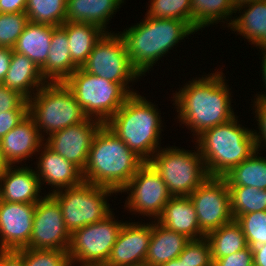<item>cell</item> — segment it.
Wrapping results in <instances>:
<instances>
[{"mask_svg": "<svg viewBox=\"0 0 266 266\" xmlns=\"http://www.w3.org/2000/svg\"><path fill=\"white\" fill-rule=\"evenodd\" d=\"M102 124L97 119L87 117L83 122L46 136L44 143L83 172L89 158L92 140Z\"/></svg>", "mask_w": 266, "mask_h": 266, "instance_id": "15", "label": "cell"}, {"mask_svg": "<svg viewBox=\"0 0 266 266\" xmlns=\"http://www.w3.org/2000/svg\"><path fill=\"white\" fill-rule=\"evenodd\" d=\"M195 147L196 151L161 147L148 161L172 196H189L209 177L203 158Z\"/></svg>", "mask_w": 266, "mask_h": 266, "instance_id": "7", "label": "cell"}, {"mask_svg": "<svg viewBox=\"0 0 266 266\" xmlns=\"http://www.w3.org/2000/svg\"><path fill=\"white\" fill-rule=\"evenodd\" d=\"M237 118L212 127L196 138L210 177H224L257 151L252 129L239 124Z\"/></svg>", "mask_w": 266, "mask_h": 266, "instance_id": "5", "label": "cell"}, {"mask_svg": "<svg viewBox=\"0 0 266 266\" xmlns=\"http://www.w3.org/2000/svg\"><path fill=\"white\" fill-rule=\"evenodd\" d=\"M253 105L254 113H256L255 117L257 118L256 121L258 125L259 132L257 133L256 130L253 131V136L255 139L256 150L260 151L263 146L266 148V99L262 98H255ZM264 143V144H263Z\"/></svg>", "mask_w": 266, "mask_h": 266, "instance_id": "40", "label": "cell"}, {"mask_svg": "<svg viewBox=\"0 0 266 266\" xmlns=\"http://www.w3.org/2000/svg\"><path fill=\"white\" fill-rule=\"evenodd\" d=\"M151 236L152 222L125 221L105 266L144 265Z\"/></svg>", "mask_w": 266, "mask_h": 266, "instance_id": "17", "label": "cell"}, {"mask_svg": "<svg viewBox=\"0 0 266 266\" xmlns=\"http://www.w3.org/2000/svg\"><path fill=\"white\" fill-rule=\"evenodd\" d=\"M28 23L25 12L0 13V47L13 49Z\"/></svg>", "mask_w": 266, "mask_h": 266, "instance_id": "37", "label": "cell"}, {"mask_svg": "<svg viewBox=\"0 0 266 266\" xmlns=\"http://www.w3.org/2000/svg\"><path fill=\"white\" fill-rule=\"evenodd\" d=\"M261 53H260V55H262V62H261L262 70H260V71H262L261 72L262 73V81H263L262 86H264V89L266 91V50H262ZM254 96H256L255 98L266 99V92H264V93L261 92V94H257Z\"/></svg>", "mask_w": 266, "mask_h": 266, "instance_id": "47", "label": "cell"}, {"mask_svg": "<svg viewBox=\"0 0 266 266\" xmlns=\"http://www.w3.org/2000/svg\"><path fill=\"white\" fill-rule=\"evenodd\" d=\"M61 27L67 34L72 61L78 67H82L105 31L97 25L83 22L65 21Z\"/></svg>", "mask_w": 266, "mask_h": 266, "instance_id": "28", "label": "cell"}, {"mask_svg": "<svg viewBox=\"0 0 266 266\" xmlns=\"http://www.w3.org/2000/svg\"><path fill=\"white\" fill-rule=\"evenodd\" d=\"M190 241L185 235L169 230L152 220V236L148 246L146 266H159L176 259Z\"/></svg>", "mask_w": 266, "mask_h": 266, "instance_id": "25", "label": "cell"}, {"mask_svg": "<svg viewBox=\"0 0 266 266\" xmlns=\"http://www.w3.org/2000/svg\"><path fill=\"white\" fill-rule=\"evenodd\" d=\"M88 118L105 124L131 94L121 85L84 71L81 67L65 81Z\"/></svg>", "mask_w": 266, "mask_h": 266, "instance_id": "8", "label": "cell"}, {"mask_svg": "<svg viewBox=\"0 0 266 266\" xmlns=\"http://www.w3.org/2000/svg\"><path fill=\"white\" fill-rule=\"evenodd\" d=\"M27 115L28 110L0 112V139L17 126Z\"/></svg>", "mask_w": 266, "mask_h": 266, "instance_id": "42", "label": "cell"}, {"mask_svg": "<svg viewBox=\"0 0 266 266\" xmlns=\"http://www.w3.org/2000/svg\"><path fill=\"white\" fill-rule=\"evenodd\" d=\"M197 213L200 230L207 235L234 220L230 192L224 177H208L189 196Z\"/></svg>", "mask_w": 266, "mask_h": 266, "instance_id": "13", "label": "cell"}, {"mask_svg": "<svg viewBox=\"0 0 266 266\" xmlns=\"http://www.w3.org/2000/svg\"><path fill=\"white\" fill-rule=\"evenodd\" d=\"M35 207L0 200V251H17L29 245Z\"/></svg>", "mask_w": 266, "mask_h": 266, "instance_id": "16", "label": "cell"}, {"mask_svg": "<svg viewBox=\"0 0 266 266\" xmlns=\"http://www.w3.org/2000/svg\"><path fill=\"white\" fill-rule=\"evenodd\" d=\"M228 188L234 220L247 213L266 211V189L248 186Z\"/></svg>", "mask_w": 266, "mask_h": 266, "instance_id": "32", "label": "cell"}, {"mask_svg": "<svg viewBox=\"0 0 266 266\" xmlns=\"http://www.w3.org/2000/svg\"><path fill=\"white\" fill-rule=\"evenodd\" d=\"M67 0H28L25 13L29 22L61 26L66 21Z\"/></svg>", "mask_w": 266, "mask_h": 266, "instance_id": "33", "label": "cell"}, {"mask_svg": "<svg viewBox=\"0 0 266 266\" xmlns=\"http://www.w3.org/2000/svg\"><path fill=\"white\" fill-rule=\"evenodd\" d=\"M160 114L155 104L135 93L105 125L137 156L148 162L161 148V127L164 126Z\"/></svg>", "mask_w": 266, "mask_h": 266, "instance_id": "4", "label": "cell"}, {"mask_svg": "<svg viewBox=\"0 0 266 266\" xmlns=\"http://www.w3.org/2000/svg\"><path fill=\"white\" fill-rule=\"evenodd\" d=\"M125 0H67L66 21L91 23L105 32L113 14ZM115 12V13H114ZM111 17V18H110Z\"/></svg>", "mask_w": 266, "mask_h": 266, "instance_id": "26", "label": "cell"}, {"mask_svg": "<svg viewBox=\"0 0 266 266\" xmlns=\"http://www.w3.org/2000/svg\"><path fill=\"white\" fill-rule=\"evenodd\" d=\"M144 17L140 23L118 32L125 42L132 67L141 77L177 43L197 32L188 22L179 19Z\"/></svg>", "mask_w": 266, "mask_h": 266, "instance_id": "2", "label": "cell"}, {"mask_svg": "<svg viewBox=\"0 0 266 266\" xmlns=\"http://www.w3.org/2000/svg\"><path fill=\"white\" fill-rule=\"evenodd\" d=\"M31 166H7L0 174L1 200L36 204L41 200L39 178Z\"/></svg>", "mask_w": 266, "mask_h": 266, "instance_id": "20", "label": "cell"}, {"mask_svg": "<svg viewBox=\"0 0 266 266\" xmlns=\"http://www.w3.org/2000/svg\"><path fill=\"white\" fill-rule=\"evenodd\" d=\"M28 0H0V13L25 12Z\"/></svg>", "mask_w": 266, "mask_h": 266, "instance_id": "43", "label": "cell"}, {"mask_svg": "<svg viewBox=\"0 0 266 266\" xmlns=\"http://www.w3.org/2000/svg\"><path fill=\"white\" fill-rule=\"evenodd\" d=\"M28 114L44 140L46 135L50 136L87 118L65 82H47L39 88L28 100Z\"/></svg>", "mask_w": 266, "mask_h": 266, "instance_id": "6", "label": "cell"}, {"mask_svg": "<svg viewBox=\"0 0 266 266\" xmlns=\"http://www.w3.org/2000/svg\"><path fill=\"white\" fill-rule=\"evenodd\" d=\"M234 13L236 15L231 0H191V26L197 32L219 22L229 27Z\"/></svg>", "mask_w": 266, "mask_h": 266, "instance_id": "29", "label": "cell"}, {"mask_svg": "<svg viewBox=\"0 0 266 266\" xmlns=\"http://www.w3.org/2000/svg\"><path fill=\"white\" fill-rule=\"evenodd\" d=\"M146 16L179 19L191 25V0H150Z\"/></svg>", "mask_w": 266, "mask_h": 266, "instance_id": "34", "label": "cell"}, {"mask_svg": "<svg viewBox=\"0 0 266 266\" xmlns=\"http://www.w3.org/2000/svg\"><path fill=\"white\" fill-rule=\"evenodd\" d=\"M206 238L211 246L212 258H223L248 247L242 228L236 220L210 231Z\"/></svg>", "mask_w": 266, "mask_h": 266, "instance_id": "31", "label": "cell"}, {"mask_svg": "<svg viewBox=\"0 0 266 266\" xmlns=\"http://www.w3.org/2000/svg\"><path fill=\"white\" fill-rule=\"evenodd\" d=\"M236 222L241 226L248 246L266 244V211L240 215Z\"/></svg>", "mask_w": 266, "mask_h": 266, "instance_id": "36", "label": "cell"}, {"mask_svg": "<svg viewBox=\"0 0 266 266\" xmlns=\"http://www.w3.org/2000/svg\"><path fill=\"white\" fill-rule=\"evenodd\" d=\"M254 1H257V0H233L232 1V4L235 8H238L242 5H245V4H248V3H252Z\"/></svg>", "mask_w": 266, "mask_h": 266, "instance_id": "49", "label": "cell"}, {"mask_svg": "<svg viewBox=\"0 0 266 266\" xmlns=\"http://www.w3.org/2000/svg\"><path fill=\"white\" fill-rule=\"evenodd\" d=\"M113 211L99 222L86 225L71 234L68 249L72 266L105 265L124 221ZM77 262V263H76Z\"/></svg>", "mask_w": 266, "mask_h": 266, "instance_id": "11", "label": "cell"}, {"mask_svg": "<svg viewBox=\"0 0 266 266\" xmlns=\"http://www.w3.org/2000/svg\"><path fill=\"white\" fill-rule=\"evenodd\" d=\"M7 164L5 163L4 158L1 155V147H0V174L7 168Z\"/></svg>", "mask_w": 266, "mask_h": 266, "instance_id": "50", "label": "cell"}, {"mask_svg": "<svg viewBox=\"0 0 266 266\" xmlns=\"http://www.w3.org/2000/svg\"><path fill=\"white\" fill-rule=\"evenodd\" d=\"M111 32H105L96 42L81 68L92 75L121 84L131 95L135 94L137 92L130 89L129 84L141 78L140 74L132 67L121 35Z\"/></svg>", "mask_w": 266, "mask_h": 266, "instance_id": "10", "label": "cell"}, {"mask_svg": "<svg viewBox=\"0 0 266 266\" xmlns=\"http://www.w3.org/2000/svg\"><path fill=\"white\" fill-rule=\"evenodd\" d=\"M52 33L51 25L29 22L13 50L27 56L41 69L46 64Z\"/></svg>", "mask_w": 266, "mask_h": 266, "instance_id": "27", "label": "cell"}, {"mask_svg": "<svg viewBox=\"0 0 266 266\" xmlns=\"http://www.w3.org/2000/svg\"><path fill=\"white\" fill-rule=\"evenodd\" d=\"M127 192L124 207L133 214L154 218L162 214L172 195L167 185L149 162H144L129 183L120 191Z\"/></svg>", "mask_w": 266, "mask_h": 266, "instance_id": "12", "label": "cell"}, {"mask_svg": "<svg viewBox=\"0 0 266 266\" xmlns=\"http://www.w3.org/2000/svg\"><path fill=\"white\" fill-rule=\"evenodd\" d=\"M255 151L224 176L228 187L248 186L266 189V157Z\"/></svg>", "mask_w": 266, "mask_h": 266, "instance_id": "30", "label": "cell"}, {"mask_svg": "<svg viewBox=\"0 0 266 266\" xmlns=\"http://www.w3.org/2000/svg\"><path fill=\"white\" fill-rule=\"evenodd\" d=\"M156 221L190 240L206 237L200 230L196 209L188 196H172Z\"/></svg>", "mask_w": 266, "mask_h": 266, "instance_id": "21", "label": "cell"}, {"mask_svg": "<svg viewBox=\"0 0 266 266\" xmlns=\"http://www.w3.org/2000/svg\"><path fill=\"white\" fill-rule=\"evenodd\" d=\"M159 266H188V265L184 261H182L179 257H177L176 259L160 264Z\"/></svg>", "mask_w": 266, "mask_h": 266, "instance_id": "48", "label": "cell"}, {"mask_svg": "<svg viewBox=\"0 0 266 266\" xmlns=\"http://www.w3.org/2000/svg\"><path fill=\"white\" fill-rule=\"evenodd\" d=\"M35 121L28 114L17 126L0 139L1 155L8 166H15L37 155L44 144Z\"/></svg>", "mask_w": 266, "mask_h": 266, "instance_id": "19", "label": "cell"}, {"mask_svg": "<svg viewBox=\"0 0 266 266\" xmlns=\"http://www.w3.org/2000/svg\"><path fill=\"white\" fill-rule=\"evenodd\" d=\"M224 75L222 70H217L201 78L193 77L172 97L180 125H186L195 139L204 131L235 117L231 106V89Z\"/></svg>", "mask_w": 266, "mask_h": 266, "instance_id": "1", "label": "cell"}, {"mask_svg": "<svg viewBox=\"0 0 266 266\" xmlns=\"http://www.w3.org/2000/svg\"><path fill=\"white\" fill-rule=\"evenodd\" d=\"M178 257L188 266H213L211 246L206 237L190 240Z\"/></svg>", "mask_w": 266, "mask_h": 266, "instance_id": "38", "label": "cell"}, {"mask_svg": "<svg viewBox=\"0 0 266 266\" xmlns=\"http://www.w3.org/2000/svg\"><path fill=\"white\" fill-rule=\"evenodd\" d=\"M13 49L0 47V84L3 83L6 73L9 70Z\"/></svg>", "mask_w": 266, "mask_h": 266, "instance_id": "44", "label": "cell"}, {"mask_svg": "<svg viewBox=\"0 0 266 266\" xmlns=\"http://www.w3.org/2000/svg\"><path fill=\"white\" fill-rule=\"evenodd\" d=\"M0 266H24L23 258L16 251H0Z\"/></svg>", "mask_w": 266, "mask_h": 266, "instance_id": "45", "label": "cell"}, {"mask_svg": "<svg viewBox=\"0 0 266 266\" xmlns=\"http://www.w3.org/2000/svg\"><path fill=\"white\" fill-rule=\"evenodd\" d=\"M89 266H105V265H89Z\"/></svg>", "mask_w": 266, "mask_h": 266, "instance_id": "51", "label": "cell"}, {"mask_svg": "<svg viewBox=\"0 0 266 266\" xmlns=\"http://www.w3.org/2000/svg\"><path fill=\"white\" fill-rule=\"evenodd\" d=\"M254 266H266V244L252 248Z\"/></svg>", "mask_w": 266, "mask_h": 266, "instance_id": "46", "label": "cell"}, {"mask_svg": "<svg viewBox=\"0 0 266 266\" xmlns=\"http://www.w3.org/2000/svg\"><path fill=\"white\" fill-rule=\"evenodd\" d=\"M28 110V100L17 91L0 84V112Z\"/></svg>", "mask_w": 266, "mask_h": 266, "instance_id": "39", "label": "cell"}, {"mask_svg": "<svg viewBox=\"0 0 266 266\" xmlns=\"http://www.w3.org/2000/svg\"><path fill=\"white\" fill-rule=\"evenodd\" d=\"M16 252L24 266H72L66 250L22 248Z\"/></svg>", "mask_w": 266, "mask_h": 266, "instance_id": "35", "label": "cell"}, {"mask_svg": "<svg viewBox=\"0 0 266 266\" xmlns=\"http://www.w3.org/2000/svg\"><path fill=\"white\" fill-rule=\"evenodd\" d=\"M143 163L114 132L102 124L92 140L82 176L85 182L120 193Z\"/></svg>", "mask_w": 266, "mask_h": 266, "instance_id": "3", "label": "cell"}, {"mask_svg": "<svg viewBox=\"0 0 266 266\" xmlns=\"http://www.w3.org/2000/svg\"><path fill=\"white\" fill-rule=\"evenodd\" d=\"M71 234L64 224L62 210L58 202L46 194L36 203L30 249H57L68 251Z\"/></svg>", "mask_w": 266, "mask_h": 266, "instance_id": "14", "label": "cell"}, {"mask_svg": "<svg viewBox=\"0 0 266 266\" xmlns=\"http://www.w3.org/2000/svg\"><path fill=\"white\" fill-rule=\"evenodd\" d=\"M38 154L40 156L38 161L36 160L35 172L41 187L47 183V186L50 185L53 188L52 192L49 191L50 193L80 185L84 181L82 171L77 166L55 153L45 143L40 147Z\"/></svg>", "mask_w": 266, "mask_h": 266, "instance_id": "18", "label": "cell"}, {"mask_svg": "<svg viewBox=\"0 0 266 266\" xmlns=\"http://www.w3.org/2000/svg\"><path fill=\"white\" fill-rule=\"evenodd\" d=\"M235 12L240 15L233 17L229 28L245 37L248 43L251 42L249 44L258 46L260 51L266 50V0L242 5L235 8Z\"/></svg>", "mask_w": 266, "mask_h": 266, "instance_id": "22", "label": "cell"}, {"mask_svg": "<svg viewBox=\"0 0 266 266\" xmlns=\"http://www.w3.org/2000/svg\"><path fill=\"white\" fill-rule=\"evenodd\" d=\"M117 193L104 186L83 181L50 194L60 205L64 224L70 234L86 225L103 220L113 209L107 198Z\"/></svg>", "mask_w": 266, "mask_h": 266, "instance_id": "9", "label": "cell"}, {"mask_svg": "<svg viewBox=\"0 0 266 266\" xmlns=\"http://www.w3.org/2000/svg\"><path fill=\"white\" fill-rule=\"evenodd\" d=\"M46 83L39 67L27 56L13 50L9 70L2 84L29 100Z\"/></svg>", "mask_w": 266, "mask_h": 266, "instance_id": "24", "label": "cell"}, {"mask_svg": "<svg viewBox=\"0 0 266 266\" xmlns=\"http://www.w3.org/2000/svg\"><path fill=\"white\" fill-rule=\"evenodd\" d=\"M79 68L71 59L66 31L53 26L46 64L40 69L46 82H65Z\"/></svg>", "mask_w": 266, "mask_h": 266, "instance_id": "23", "label": "cell"}, {"mask_svg": "<svg viewBox=\"0 0 266 266\" xmlns=\"http://www.w3.org/2000/svg\"><path fill=\"white\" fill-rule=\"evenodd\" d=\"M213 266H253L252 248L248 246L245 249L232 253L223 258H212Z\"/></svg>", "mask_w": 266, "mask_h": 266, "instance_id": "41", "label": "cell"}]
</instances>
